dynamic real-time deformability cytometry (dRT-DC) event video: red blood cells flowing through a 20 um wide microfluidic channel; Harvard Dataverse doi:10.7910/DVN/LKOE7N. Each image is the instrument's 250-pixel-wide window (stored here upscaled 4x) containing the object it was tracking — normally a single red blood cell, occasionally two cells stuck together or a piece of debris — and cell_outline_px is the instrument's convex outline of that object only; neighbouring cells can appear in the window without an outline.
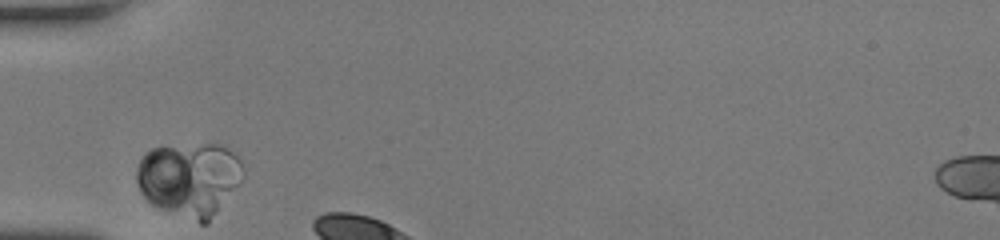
{"species": "human", "species_latin": "Homo sapiens", "temperature_condition": "room temperature", "stored_images_in_passage": 3, "camera_frame_rate_fps": 3000, "um_per_image_px": 0.085, "donor": {"sex": "female"}, "frame": {"image": 1, "passage_image": 1, "time_ms": 0.0, "image_size_px": [1000, 240], "cell_outline_px": [[244, 176], [240, 184], [208, 224], [200, 224], [156, 208], [140, 192], [136, 180], [136, 168], [140, 160], [152, 148], [204, 144], [220, 144], [232, 152], [240, 160], [244, 168]], "centroid_in_image_um": [16.13, 15.27], "position_along_channel_um": 68.9, "area_um2": 46.3}}